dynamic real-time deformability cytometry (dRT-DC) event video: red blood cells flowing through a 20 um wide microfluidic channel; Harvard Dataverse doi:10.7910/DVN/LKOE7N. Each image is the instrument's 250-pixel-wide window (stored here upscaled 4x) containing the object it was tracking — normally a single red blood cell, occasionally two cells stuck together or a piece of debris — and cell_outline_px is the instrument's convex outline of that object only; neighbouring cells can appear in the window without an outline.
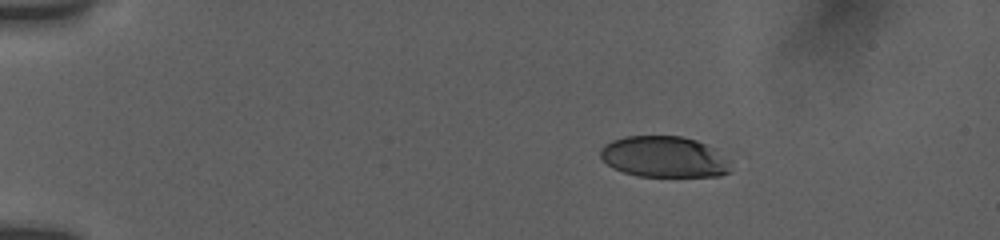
{"species": "human", "species_latin": "Homo sapiens", "temperature_condition": "room temperature", "stored_images_in_passage": 7, "camera_frame_rate_fps": 3000, "um_per_image_px": 0.085, "donor": {"sex": "female"}, "frame": {"image": 1, "passage_image": 1, "time_ms": 0.0, "image_size_px": [1000, 240], "cell_outline_px": [[732, 160], [728, 172], [720, 176], [640, 176], [624, 172], [612, 168], [600, 156], [600, 148], [604, 144], [612, 140], [624, 136], [680, 136], [696, 140], [716, 148]], "centroid_in_image_um": [56.48, 13.32], "position_along_channel_um": 28.5, "area_um2": 31.5}}
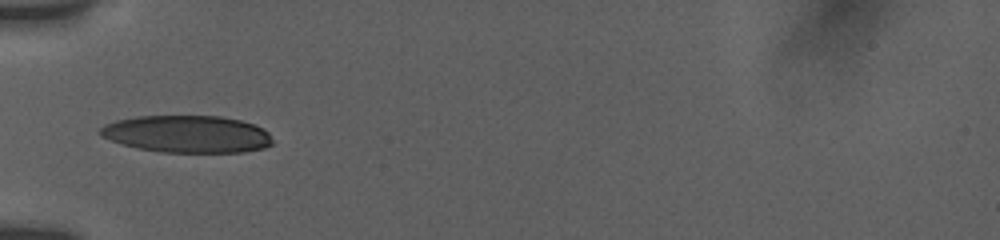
{"frame": {"image": 2, "passage_image": 5, "time_ms": 3.333, "image_size_px": [1000, 240], "cell_outline_px": [[272, 144], [264, 148], [244, 152], [160, 152], [136, 148], [100, 136], [100, 128], [104, 124], [116, 120], [136, 116], [220, 116], [240, 120], [264, 128], [268, 132], [272, 140]], "centroid_in_image_um": [15.91, 11.39], "position_along_channel_um": 69.1, "area_um2": 37.4}}
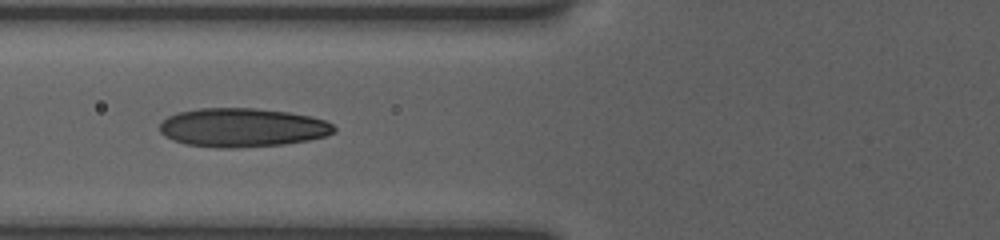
{"frame": {"image": 3, "passage_image": 6, "time_ms": 4.333, "image_size_px": [1000, 240], "cell_outline_px": [[336, 132], [324, 136], [308, 140], [284, 144], [236, 148], [216, 148], [184, 144], [172, 140], [164, 136], [160, 132], [160, 124], [168, 116], [180, 112], [200, 108], [252, 108], [288, 112], [312, 116], [324, 120], [332, 124], [336, 128]], "centroid_in_image_um": [20.59, 10.85], "position_along_channel_um": 105.2, "area_um2": 39.54}}